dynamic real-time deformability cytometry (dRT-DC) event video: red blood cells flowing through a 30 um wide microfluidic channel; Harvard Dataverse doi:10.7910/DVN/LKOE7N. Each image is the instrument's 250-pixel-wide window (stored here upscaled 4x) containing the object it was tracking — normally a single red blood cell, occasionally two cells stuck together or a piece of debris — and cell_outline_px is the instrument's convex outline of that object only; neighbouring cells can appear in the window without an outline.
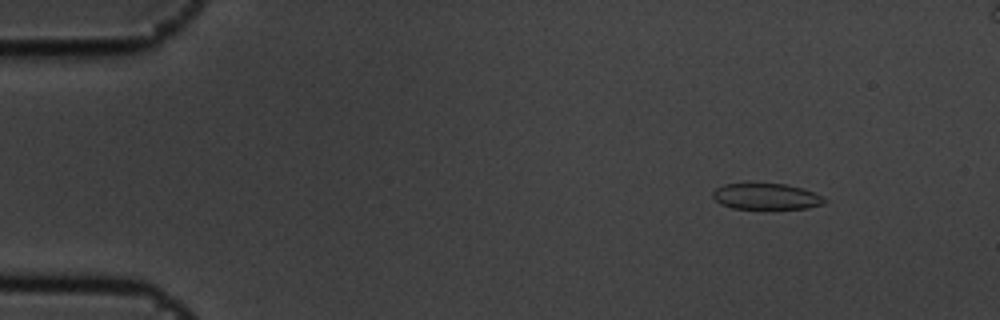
{"species": "common noctule bat (a hibernating species)", "species_latin": "Nyctalus noctula", "temperature_condition": "cold", "stored_images_in_passage": 5, "camera_frame_rate_fps": 3000, "um_per_image_px": 0.085, "animal": {"sex": "male", "body_mass_g": 19.5, "forearm_length_mm": 54.6}, "frame": {"image": 1, "passage_image": 2, "time_ms": 0.333, "image_size_px": [1000, 320], "cell_outline_px": [[828, 200], [824, 204], [808, 208], [732, 208], [720, 204], [712, 196], [712, 192], [716, 188], [724, 184], [784, 184], [804, 188]], "centroid_in_image_um": [65.13, 16.7], "position_along_channel_um": 19.9, "area_um2": 16.76}}